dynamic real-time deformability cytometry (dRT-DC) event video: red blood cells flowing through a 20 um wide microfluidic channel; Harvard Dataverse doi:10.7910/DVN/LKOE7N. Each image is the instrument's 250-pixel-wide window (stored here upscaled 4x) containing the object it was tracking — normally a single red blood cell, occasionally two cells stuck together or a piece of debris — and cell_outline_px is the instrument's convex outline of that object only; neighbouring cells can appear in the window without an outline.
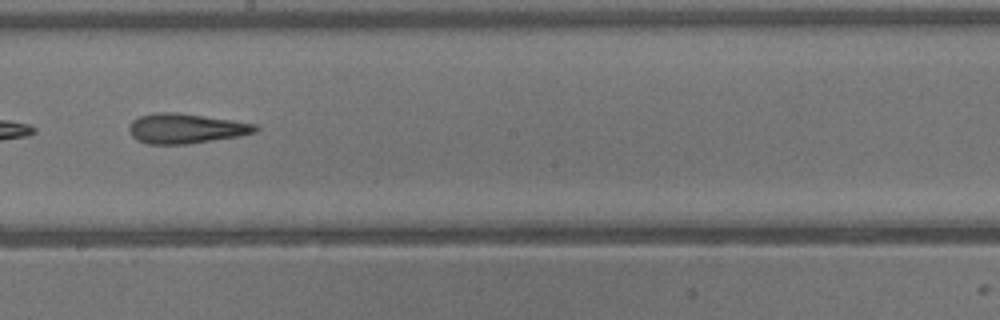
{"species": "common noctule bat (a hibernating species)", "species_latin": "Nyctalus noctula", "temperature_condition": "warm", "stored_images_in_passage": 29, "camera_frame_rate_fps": 3000, "um_per_image_px": 0.085, "animal": {"sex": "male", "body_mass_g": 13.3}, "frame": {"image": 1, "passage_image": 13, "time_ms": 4.0, "image_size_px": [1000, 320], "cell_outline_px": [[260, 128], [256, 132], [240, 136], [188, 144], [148, 144], [136, 140], [132, 136], [128, 128], [132, 120], [140, 116], [156, 112], [176, 112], [232, 120], [256, 124]], "centroid_in_image_um": [15.79, 10.92], "position_along_channel_um": 232.4, "area_um2": 22.08}}